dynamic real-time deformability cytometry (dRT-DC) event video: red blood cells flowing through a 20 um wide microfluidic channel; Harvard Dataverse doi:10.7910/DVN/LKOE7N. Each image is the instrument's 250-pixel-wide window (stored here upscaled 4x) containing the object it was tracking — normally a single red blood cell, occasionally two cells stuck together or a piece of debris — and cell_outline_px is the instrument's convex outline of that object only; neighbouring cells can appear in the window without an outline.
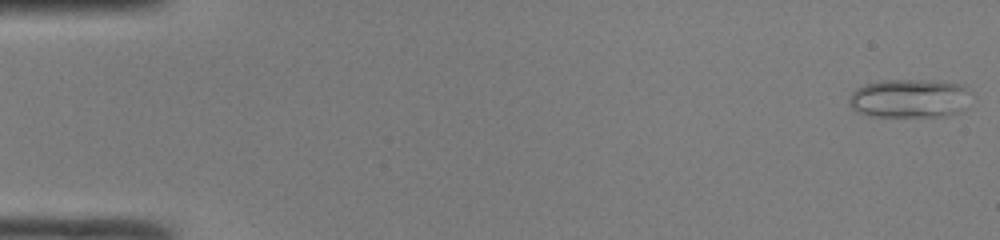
{"species": "common noctule bat (a hibernating species)", "species_latin": "Nyctalus noctula", "temperature_condition": "room temperature", "stored_images_in_passage": 11, "camera_frame_rate_fps": 3000, "um_per_image_px": 0.085, "animal": {"sex": "male", "body_mass_g": 19.0, "forearm_length_mm": 50.8}, "frame": {"image": 1, "passage_image": 1, "time_ms": 0.0, "image_size_px": [1000, 240], "cell_outline_px": [[976, 96], [960, 112], [944, 116], [868, 116], [852, 108], [848, 104], [848, 100], [852, 92], [856, 88], [864, 84], [880, 80], [940, 80], [960, 84], [968, 88]], "centroid_in_image_um": [77.38, 8.35], "position_along_channel_um": 7.6, "area_um2": 28.26}}